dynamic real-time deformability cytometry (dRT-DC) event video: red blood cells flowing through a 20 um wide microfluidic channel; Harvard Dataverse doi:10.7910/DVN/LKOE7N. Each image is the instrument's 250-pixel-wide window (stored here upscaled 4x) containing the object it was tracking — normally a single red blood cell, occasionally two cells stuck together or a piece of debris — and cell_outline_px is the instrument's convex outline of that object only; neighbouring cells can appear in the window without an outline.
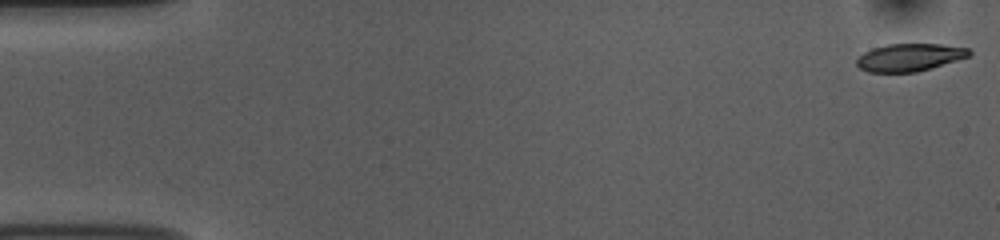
{"species": "common noctule bat (a hibernating species)", "species_latin": "Nyctalus noctula", "temperature_condition": "room temperature", "stored_images_in_passage": 53, "camera_frame_rate_fps": 3000, "um_per_image_px": 0.085, "animal": {"sex": "female", "body_mass_g": 10.0, "forearm_length_mm": 53.1}, "frame": {"image": 1, "passage_image": 1, "time_ms": 0.0, "image_size_px": [1000, 240], "cell_outline_px": [[972, 52], [968, 56], [932, 68], [916, 72], [868, 72], [860, 68], [856, 64], [856, 60], [864, 52], [872, 48], [888, 44], [940, 44], [968, 48]], "centroid_in_image_um": [77.29, 4.88], "position_along_channel_um": 7.7, "area_um2": 17.98}}
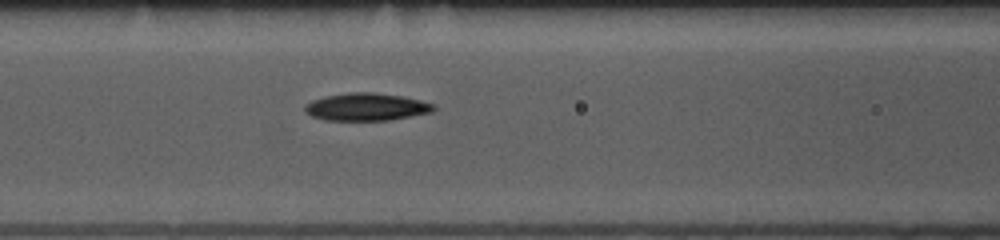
{"frame": {"image": 2, "passage_image": 22, "time_ms": 7.0, "image_size_px": [1000, 240], "cell_outline_px": [[436, 108], [432, 112], [388, 120], [324, 120], [312, 116], [304, 112], [304, 108], [312, 100], [324, 96], [348, 92], [372, 92], [404, 96], [436, 104]], "centroid_in_image_um": [31.15, 9.08], "position_along_channel_um": 135.4, "area_um2": 20.75}}
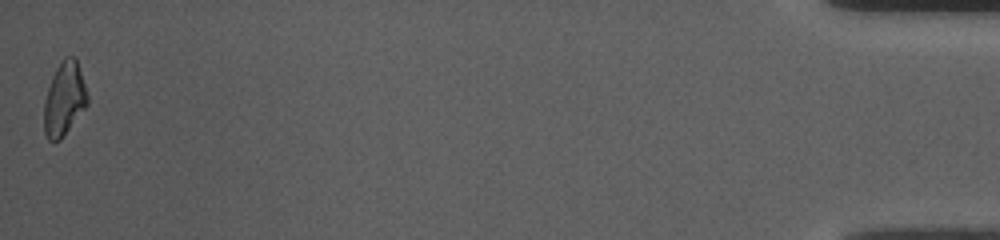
{"frame": {"image": 3, "passage_image": 53, "time_ms": 17.333, "image_size_px": [1000, 240], "cell_outline_px": [[88, 104], [60, 140], [48, 140], [44, 132], [44, 100], [52, 76], [56, 68], [64, 56], [76, 56], [88, 96]], "centroid_in_image_um": [5.46, 8.38], "position_along_channel_um": 429.7, "area_um2": 18.55}, "authors_computed_cell_mechanics": {"area_um2": 19.4208, "velocity_mm_per_s": 3.768, "shape_relaxation_time_tau1_ms": 6.3965, "shape_relaxation_time_tau2_ms": 7.6752, "deformation_change_tau1": 0.1692, "deformation_change_tau2": 0.1566}}